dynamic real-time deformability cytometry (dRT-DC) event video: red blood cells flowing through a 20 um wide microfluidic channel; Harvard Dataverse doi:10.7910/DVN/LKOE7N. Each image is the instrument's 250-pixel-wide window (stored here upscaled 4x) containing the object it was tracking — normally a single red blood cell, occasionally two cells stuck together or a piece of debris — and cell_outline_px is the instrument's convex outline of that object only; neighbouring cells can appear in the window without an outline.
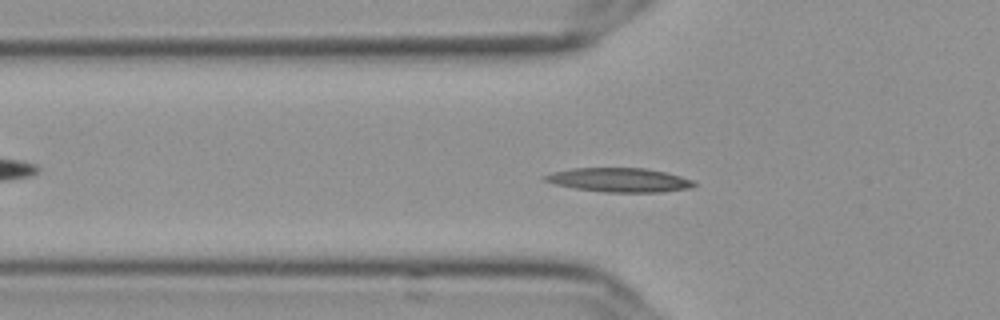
{"species": "Egyptian fruit bat (a non-hibernating species)", "species_latin": "Rousettus aegyptiacus", "temperature_condition": "cold", "stored_images_in_passage": 54, "camera_frame_rate_fps": 3000, "um_per_image_px": 0.085, "frame": {"image": 1, "passage_image": 16, "time_ms": 5.0, "image_size_px": [1000, 320], "cell_outline_px": [[696, 184], [688, 188], [660, 192], [604, 192], [576, 188], [556, 184], [544, 180], [540, 176], [552, 172], [572, 168], [644, 168], [664, 172], [680, 176], [692, 180]], "centroid_in_image_um": [52.59, 15.29], "position_along_channel_um": 73.2, "area_um2": 20.69}}
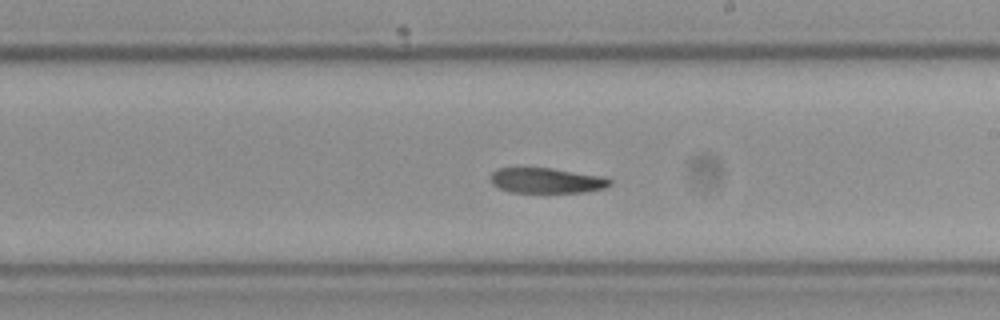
{"frame": {"image": 2, "passage_image": 30, "time_ms": 9.667, "image_size_px": [1000, 320], "cell_outline_px": [[612, 184], [604, 188], [584, 192], [508, 192], [496, 188], [492, 184], [492, 172], [496, 168], [552, 168], [604, 176], [612, 180]], "centroid_in_image_um": [46.46, 15.34], "position_along_channel_um": 242.5, "area_um2": 17.69}}
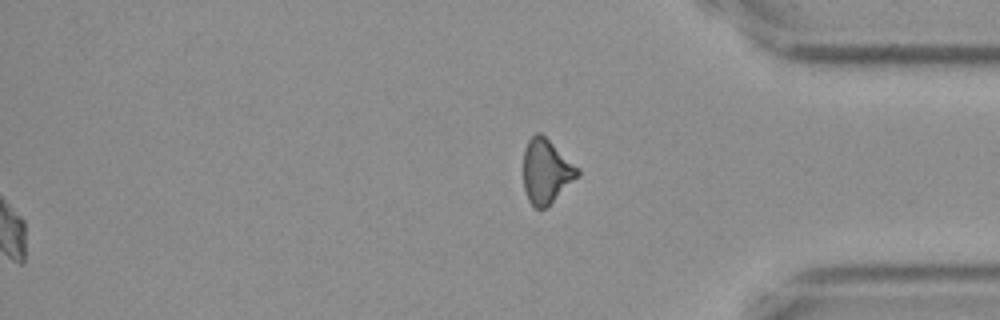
{"frame": {"image": 3, "passage_image": 54, "time_ms": 17.667, "image_size_px": [1000, 320], "cell_outline_px": [[580, 172], [548, 208], [536, 208], [528, 200], [524, 188], [524, 148], [528, 140], [536, 132], [540, 132], [580, 168]], "centroid_in_image_um": [46.42, 14.56], "position_along_channel_um": 388.8, "area_um2": 20.17}, "authors_computed_cell_mechanics": {"area_um2": 19.074, "velocity_mm_per_s": 3.6243, "shape_relaxation_time_tau1_ms": 4.9905, "shape_relaxation_time_tau2_ms": null, "deformation_change_tau1": 0.1334, "deformation_change_tau2": null}}